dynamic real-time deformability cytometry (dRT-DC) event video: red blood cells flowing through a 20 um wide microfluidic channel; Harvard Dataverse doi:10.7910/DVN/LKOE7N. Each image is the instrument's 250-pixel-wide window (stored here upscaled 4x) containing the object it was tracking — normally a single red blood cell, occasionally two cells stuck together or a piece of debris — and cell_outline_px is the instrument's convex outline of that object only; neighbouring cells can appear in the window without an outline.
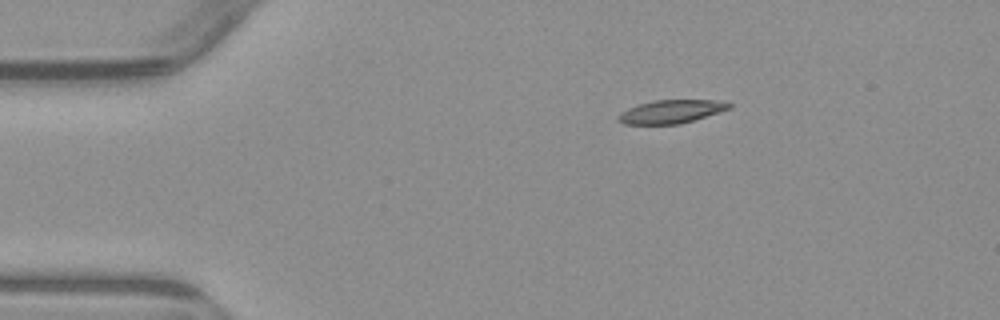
{"species": "common noctule bat (a hibernating species)", "species_latin": "Nyctalus noctula", "temperature_condition": "warm", "stored_images_in_passage": 6, "camera_frame_rate_fps": 3000, "um_per_image_px": 0.085, "animal": {"sex": "male", "body_mass_g": 23.1, "forearm_length_mm": 52.7}, "frame": {"image": 1, "passage_image": 6, "time_ms": 6.333, "image_size_px": [1000, 320], "cell_outline_px": [[732, 108], [680, 124], [624, 124], [616, 120], [616, 116], [620, 112], [628, 108], [652, 100], [716, 100], [732, 104]], "centroid_in_image_um": [57.01, 9.48], "position_along_channel_um": 28.0, "area_um2": 15.09}}